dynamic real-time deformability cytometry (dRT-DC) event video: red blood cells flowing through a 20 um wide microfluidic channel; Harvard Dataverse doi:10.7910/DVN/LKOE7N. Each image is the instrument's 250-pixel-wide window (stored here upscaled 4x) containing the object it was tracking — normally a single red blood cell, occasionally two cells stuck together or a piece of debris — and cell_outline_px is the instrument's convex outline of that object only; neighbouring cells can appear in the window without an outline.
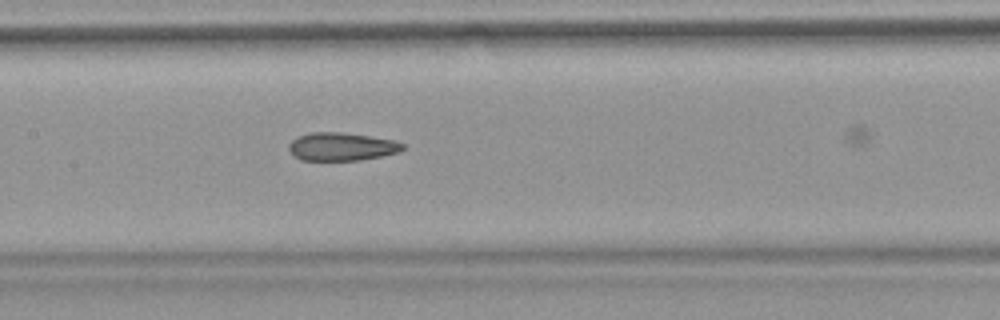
{"species": "common noctule bat (a hibernating species)", "species_latin": "Nyctalus noctula", "temperature_condition": "warm", "stored_images_in_passage": 43, "camera_frame_rate_fps": 3000, "um_per_image_px": 0.085, "animal": {"sex": "female", "body_mass_g": 18.4}, "frame": {"image": 1, "passage_image": 25, "time_ms": 8.0, "image_size_px": [1000, 320], "cell_outline_px": [[404, 148], [400, 152], [360, 160], [300, 160], [288, 148], [288, 144], [296, 136], [308, 132], [340, 132], [396, 140], [404, 144]], "centroid_in_image_um": [29.03, 12.45], "position_along_channel_um": 178.4, "area_um2": 18.67}}